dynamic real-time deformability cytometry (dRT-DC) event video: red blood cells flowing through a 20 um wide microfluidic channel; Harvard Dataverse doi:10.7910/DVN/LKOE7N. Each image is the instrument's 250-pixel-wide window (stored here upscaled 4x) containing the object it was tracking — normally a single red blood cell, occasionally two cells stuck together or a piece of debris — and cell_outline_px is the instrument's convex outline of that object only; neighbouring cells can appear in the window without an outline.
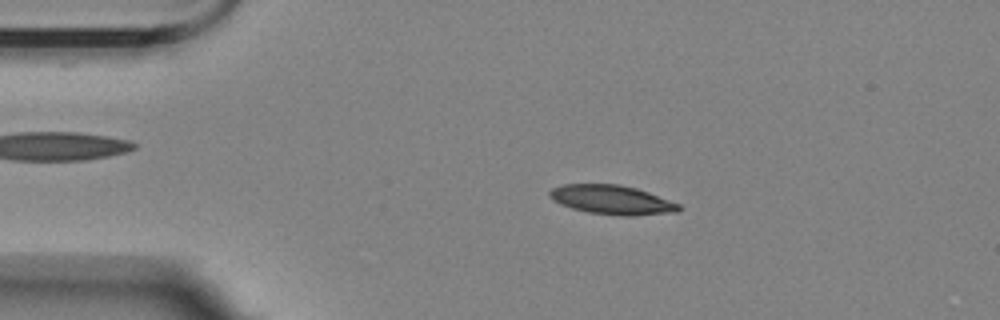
{"species": "Egyptian fruit bat (a non-hibernating species)", "species_latin": "Rousettus aegyptiacus", "temperature_condition": "room temperature", "stored_images_in_passage": 5, "camera_frame_rate_fps": 3000, "um_per_image_px": 0.085, "animal": {"sex": "female"}, "frame": {"image": 1, "passage_image": 3, "time_ms": 2.333, "image_size_px": [1000, 320], "cell_outline_px": [[680, 212], [632, 216], [624, 216], [588, 212], [572, 208], [560, 204], [552, 200], [548, 196], [548, 192], [552, 188], [564, 184], [620, 184], [636, 188], [648, 192], [680, 204]], "centroid_in_image_um": [52.01, 16.98], "position_along_channel_um": 33.0, "area_um2": 22.08}}
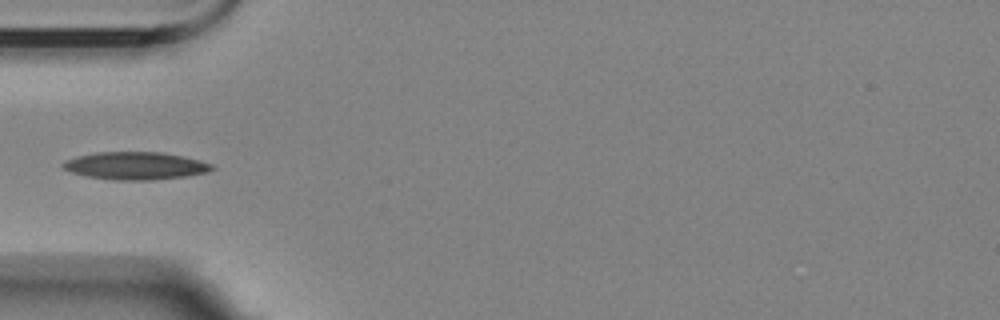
{"frame": {"image": 2, "passage_image": 5, "time_ms": 4.667, "image_size_px": [1000, 320], "cell_outline_px": [[216, 168], [208, 172], [188, 176], [152, 180], [112, 180], [88, 176], [72, 172], [64, 168], [60, 164], [64, 160], [76, 156], [100, 152], [160, 152], [200, 160], [212, 164]], "centroid_in_image_um": [11.52, 14.09], "position_along_channel_um": 73.5, "area_um2": 23.99}}